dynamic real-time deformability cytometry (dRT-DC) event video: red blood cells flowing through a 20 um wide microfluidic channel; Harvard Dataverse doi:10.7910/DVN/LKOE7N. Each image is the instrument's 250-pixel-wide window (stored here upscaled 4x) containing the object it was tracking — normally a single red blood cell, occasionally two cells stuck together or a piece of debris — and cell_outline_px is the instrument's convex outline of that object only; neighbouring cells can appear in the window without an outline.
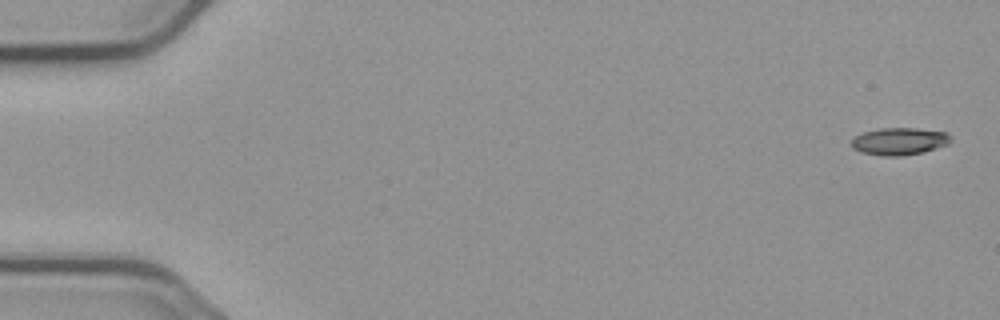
{"species": "common noctule bat (a hibernating species)", "species_latin": "Nyctalus noctula", "temperature_condition": "cold", "stored_images_in_passage": 6, "camera_frame_rate_fps": 3000, "um_per_image_px": 0.085, "animal": {"sex": "male", "body_mass_g": 23.1, "forearm_length_mm": 52.7}, "frame": {"image": 1, "passage_image": 1, "time_ms": 0.0, "image_size_px": [1000, 320], "cell_outline_px": [[952, 140], [948, 144], [924, 152], [904, 156], [884, 156], [860, 152], [852, 148], [852, 140], [856, 136], [864, 132], [880, 128], [916, 128], [948, 132], [952, 136]], "centroid_in_image_um": [76.49, 12.01], "position_along_channel_um": 8.5, "area_um2": 15.95}}